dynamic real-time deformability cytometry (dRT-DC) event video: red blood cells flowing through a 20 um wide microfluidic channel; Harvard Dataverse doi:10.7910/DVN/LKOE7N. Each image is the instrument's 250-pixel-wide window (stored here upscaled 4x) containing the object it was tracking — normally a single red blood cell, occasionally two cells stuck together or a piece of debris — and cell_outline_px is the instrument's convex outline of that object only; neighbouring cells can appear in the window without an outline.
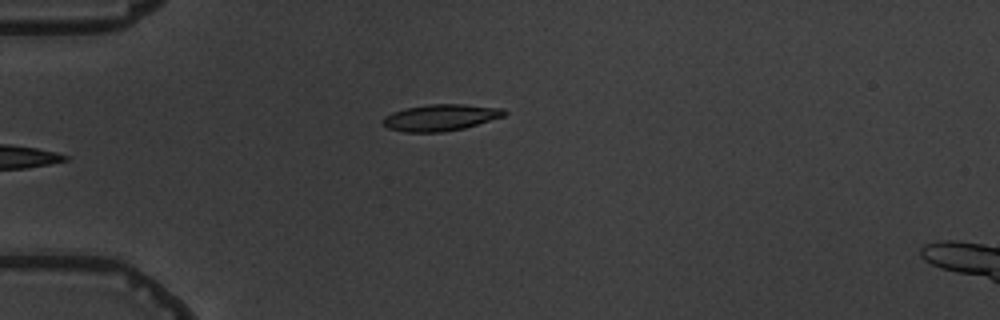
{"species": "common noctule bat (a hibernating species)", "species_latin": "Nyctalus noctula", "temperature_condition": "warm", "stored_images_in_passage": 6, "camera_frame_rate_fps": 3000, "um_per_image_px": 0.085, "animal": {"sex": "male", "body_mass_g": 19.5, "forearm_length_mm": 54.6}, "frame": {"image": 1, "passage_image": 6, "time_ms": 6.667, "image_size_px": [1000, 320], "cell_outline_px": [[508, 112], [504, 116], [464, 128], [444, 132], [404, 132], [388, 128], [384, 124], [384, 116], [392, 112], [404, 108], [428, 104], [464, 104], [504, 108]], "centroid_in_image_um": [37.46, 9.98], "position_along_channel_um": 47.5, "area_um2": 18.79}}